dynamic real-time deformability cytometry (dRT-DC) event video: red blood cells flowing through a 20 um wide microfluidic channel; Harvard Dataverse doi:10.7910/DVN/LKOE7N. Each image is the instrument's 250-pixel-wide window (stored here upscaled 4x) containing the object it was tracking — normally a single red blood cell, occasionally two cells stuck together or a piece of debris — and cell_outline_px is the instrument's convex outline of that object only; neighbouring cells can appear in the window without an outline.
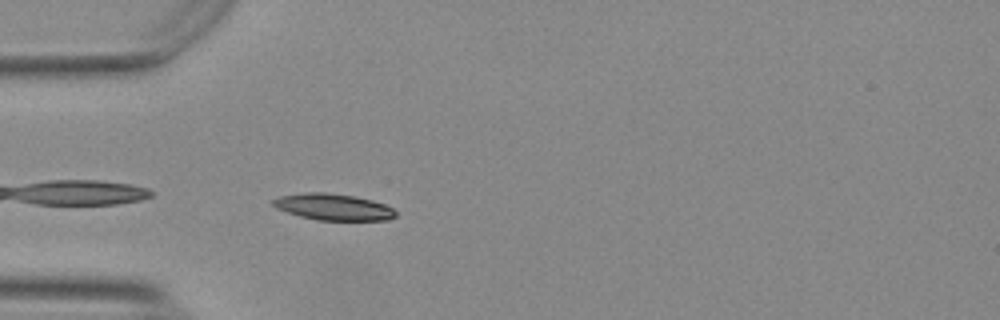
{"species": "Egyptian fruit bat (a non-hibernating species)", "species_latin": "Rousettus aegyptiacus", "temperature_condition": "warm", "stored_images_in_passage": 20, "camera_frame_rate_fps": 3000, "um_per_image_px": 0.085, "animal": {"sex": "female"}, "frame": {"image": 1, "passage_image": 3, "time_ms": 0.667, "image_size_px": [1000, 320], "cell_outline_px": [[396, 216], [388, 220], [316, 220], [300, 216], [276, 208], [272, 204], [272, 200], [280, 196], [308, 192], [324, 192], [352, 196], [372, 200], [384, 204], [392, 208], [396, 212]], "centroid_in_image_um": [28.33, 17.6], "position_along_channel_um": 56.7, "area_um2": 18.73}}
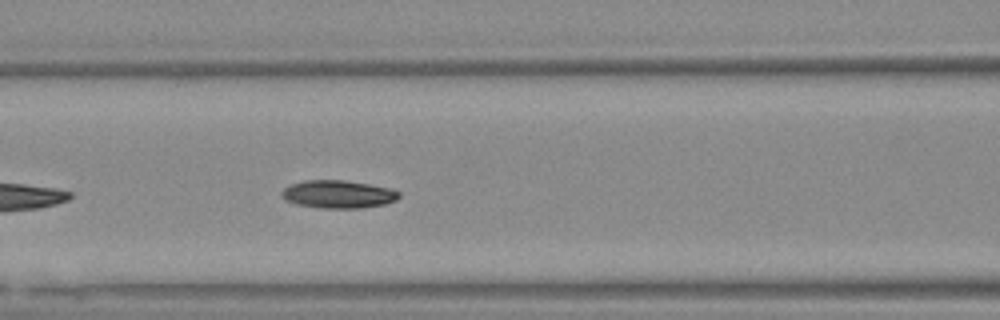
{"frame": {"image": 2, "passage_image": 10, "time_ms": 3.0, "image_size_px": [1000, 320], "cell_outline_px": [[400, 196], [396, 200], [384, 204], [364, 208], [320, 208], [296, 204], [284, 200], [280, 196], [280, 192], [284, 188], [292, 184], [304, 180], [344, 180], [368, 184], [388, 188], [400, 192]], "centroid_in_image_um": [28.71, 16.51], "position_along_channel_um": 137.9, "area_um2": 19.13}}
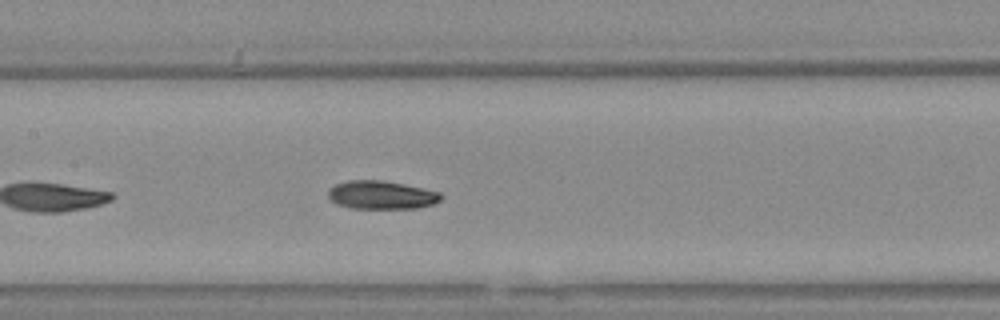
{"frame": {"image": 3, "passage_image": 13, "time_ms": 4.0, "image_size_px": [1000, 320], "cell_outline_px": [[440, 200], [432, 204], [416, 208], [352, 208], [336, 204], [328, 196], [328, 188], [336, 184], [348, 180], [380, 180], [404, 184], [440, 192]], "centroid_in_image_um": [32.37, 16.57], "position_along_channel_um": 175.0, "area_um2": 18.44}}